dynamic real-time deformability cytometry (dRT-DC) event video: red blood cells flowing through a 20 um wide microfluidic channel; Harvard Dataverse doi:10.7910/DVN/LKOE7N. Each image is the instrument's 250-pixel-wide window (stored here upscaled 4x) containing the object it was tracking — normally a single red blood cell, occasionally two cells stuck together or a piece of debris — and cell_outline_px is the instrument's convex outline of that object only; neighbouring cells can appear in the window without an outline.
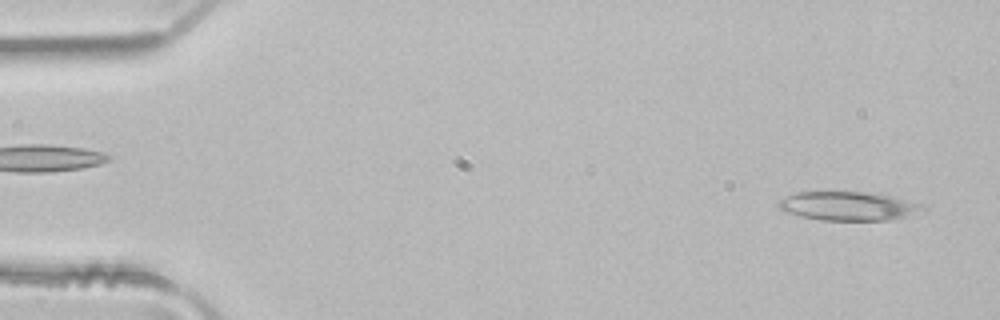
{"species": "common noctule bat (a hibernating species)", "species_latin": "Nyctalus noctula", "temperature_condition": "room temperature", "stored_images_in_passage": 5, "camera_frame_rate_fps": 3000, "um_per_image_px": 0.085, "animal": {"sex": "male", "body_mass_g": 21.5, "forearm_length_mm": 52.0}, "frame": {"image": 1, "passage_image": 5, "time_ms": 1.333, "image_size_px": [1000, 320], "cell_outline_px": [[928, 208], [904, 216], [888, 220], [820, 220], [800, 216], [784, 212], [780, 208], [780, 200], [796, 192], [864, 192], [888, 196], [920, 204]], "centroid_in_image_um": [72.04, 17.52], "position_along_channel_um": 13.0, "area_um2": 23.58}}